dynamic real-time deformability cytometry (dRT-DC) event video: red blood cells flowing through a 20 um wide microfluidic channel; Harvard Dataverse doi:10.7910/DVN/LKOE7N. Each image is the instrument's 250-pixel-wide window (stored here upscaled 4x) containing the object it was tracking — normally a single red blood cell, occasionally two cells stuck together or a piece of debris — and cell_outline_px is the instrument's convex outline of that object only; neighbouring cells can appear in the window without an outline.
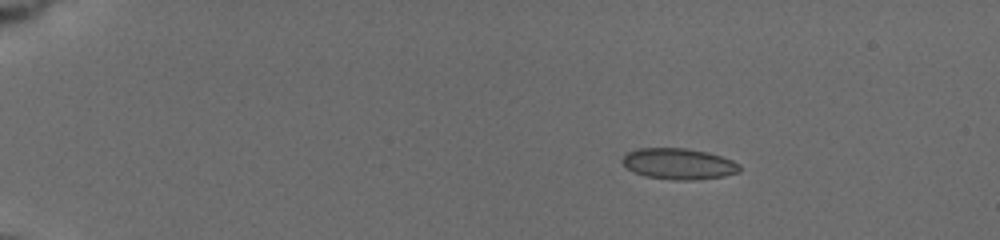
{"species": "common noctule bat (a hibernating species)", "species_latin": "Nyctalus noctula", "temperature_condition": "cold", "stored_images_in_passage": 13, "camera_frame_rate_fps": 3000, "um_per_image_px": 0.085, "animal": {"sex": "female", "body_mass_g": 19.5, "forearm_length_mm": 54.1}, "frame": {"image": 1, "passage_image": 3, "time_ms": 2.0, "image_size_px": [1000, 240], "cell_outline_px": [[740, 172], [724, 176], [692, 180], [672, 180], [644, 176], [628, 168], [620, 160], [628, 152], [640, 148], [688, 148], [708, 152], [732, 160], [740, 164]], "centroid_in_image_um": [57.71, 13.92], "position_along_channel_um": 27.3, "area_um2": 21.21}}
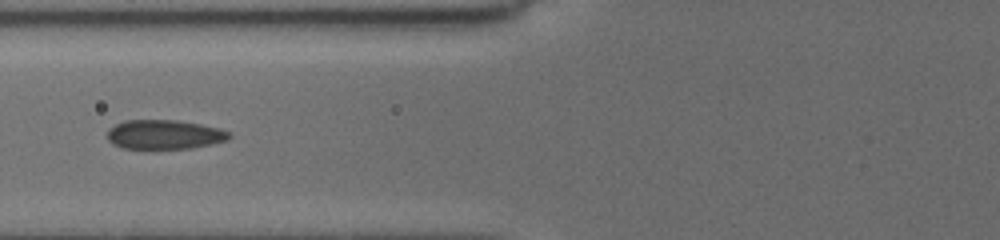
{"frame": {"image": 2, "passage_image": 9, "time_ms": 7.0, "image_size_px": [1000, 240], "cell_outline_px": [[232, 136], [228, 140], [192, 148], [120, 148], [112, 144], [108, 140], [108, 128], [124, 120], [176, 120], [200, 124], [220, 128], [228, 132]], "centroid_in_image_um": [13.96, 11.43], "position_along_channel_um": 111.8, "area_um2": 20.81}}
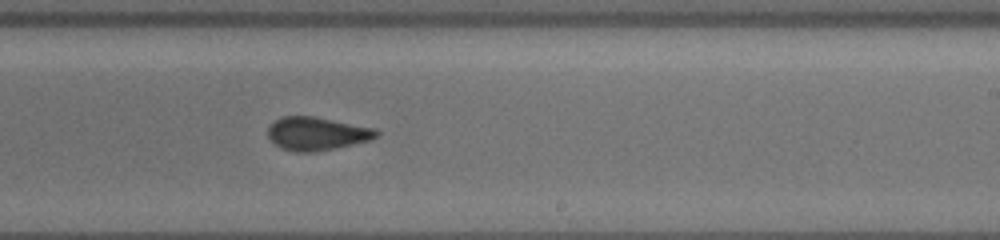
{"frame": {"image": 3, "passage_image": 13, "time_ms": 11.0, "image_size_px": [1000, 240], "cell_outline_px": [[380, 132], [372, 140], [336, 148], [312, 152], [292, 152], [280, 148], [272, 144], [268, 136], [268, 124], [272, 120], [284, 116], [312, 116], [376, 128]], "centroid_in_image_um": [26.88, 11.36], "position_along_channel_um": 262.1, "area_um2": 21.39}}